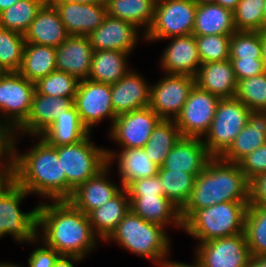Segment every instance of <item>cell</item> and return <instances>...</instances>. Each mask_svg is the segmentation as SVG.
Instances as JSON below:
<instances>
[{"label":"cell","mask_w":266,"mask_h":267,"mask_svg":"<svg viewBox=\"0 0 266 267\" xmlns=\"http://www.w3.org/2000/svg\"><path fill=\"white\" fill-rule=\"evenodd\" d=\"M38 205L37 237L47 246L60 255L84 260L98 247L99 239L92 230L89 216L68 200L42 201Z\"/></svg>","instance_id":"6da1fadb"},{"label":"cell","mask_w":266,"mask_h":267,"mask_svg":"<svg viewBox=\"0 0 266 267\" xmlns=\"http://www.w3.org/2000/svg\"><path fill=\"white\" fill-rule=\"evenodd\" d=\"M25 153L18 152L14 139L13 180L29 194L47 201L67 200V179L62 173L57 149L40 136Z\"/></svg>","instance_id":"7a4b0ae2"},{"label":"cell","mask_w":266,"mask_h":267,"mask_svg":"<svg viewBox=\"0 0 266 267\" xmlns=\"http://www.w3.org/2000/svg\"><path fill=\"white\" fill-rule=\"evenodd\" d=\"M224 202H250V180L239 164L212 157L195 179L190 199L181 210L182 222L197 209Z\"/></svg>","instance_id":"3957f363"},{"label":"cell","mask_w":266,"mask_h":267,"mask_svg":"<svg viewBox=\"0 0 266 267\" xmlns=\"http://www.w3.org/2000/svg\"><path fill=\"white\" fill-rule=\"evenodd\" d=\"M167 229L168 227L144 220L130 209L105 242L113 241L129 253L162 267L172 251Z\"/></svg>","instance_id":"277c9868"},{"label":"cell","mask_w":266,"mask_h":267,"mask_svg":"<svg viewBox=\"0 0 266 267\" xmlns=\"http://www.w3.org/2000/svg\"><path fill=\"white\" fill-rule=\"evenodd\" d=\"M249 203L224 202L197 209L183 222V232L198 243L243 233Z\"/></svg>","instance_id":"5b68a950"},{"label":"cell","mask_w":266,"mask_h":267,"mask_svg":"<svg viewBox=\"0 0 266 267\" xmlns=\"http://www.w3.org/2000/svg\"><path fill=\"white\" fill-rule=\"evenodd\" d=\"M30 194L14 180L0 189V240L9 235L16 243H30L37 237L38 207L21 210L23 200Z\"/></svg>","instance_id":"8992f818"},{"label":"cell","mask_w":266,"mask_h":267,"mask_svg":"<svg viewBox=\"0 0 266 267\" xmlns=\"http://www.w3.org/2000/svg\"><path fill=\"white\" fill-rule=\"evenodd\" d=\"M90 133L80 142L55 147L67 179V200L73 191L107 164L106 148L96 146Z\"/></svg>","instance_id":"52a82bcc"},{"label":"cell","mask_w":266,"mask_h":267,"mask_svg":"<svg viewBox=\"0 0 266 267\" xmlns=\"http://www.w3.org/2000/svg\"><path fill=\"white\" fill-rule=\"evenodd\" d=\"M250 110L237 98L220 99L209 131L202 138L212 157H220L248 123Z\"/></svg>","instance_id":"ba28073f"},{"label":"cell","mask_w":266,"mask_h":267,"mask_svg":"<svg viewBox=\"0 0 266 267\" xmlns=\"http://www.w3.org/2000/svg\"><path fill=\"white\" fill-rule=\"evenodd\" d=\"M197 4L194 0H157L154 18L145 33L148 42L161 41L193 32Z\"/></svg>","instance_id":"9c48e42d"},{"label":"cell","mask_w":266,"mask_h":267,"mask_svg":"<svg viewBox=\"0 0 266 267\" xmlns=\"http://www.w3.org/2000/svg\"><path fill=\"white\" fill-rule=\"evenodd\" d=\"M35 83L24 78L19 72L0 74V126L14 132L29 116Z\"/></svg>","instance_id":"30bf717a"},{"label":"cell","mask_w":266,"mask_h":267,"mask_svg":"<svg viewBox=\"0 0 266 267\" xmlns=\"http://www.w3.org/2000/svg\"><path fill=\"white\" fill-rule=\"evenodd\" d=\"M74 105L79 113L82 124L89 130L110 120L111 129L117 115L114 113L111 100V85L90 79L81 80L74 98Z\"/></svg>","instance_id":"8fae6325"},{"label":"cell","mask_w":266,"mask_h":267,"mask_svg":"<svg viewBox=\"0 0 266 267\" xmlns=\"http://www.w3.org/2000/svg\"><path fill=\"white\" fill-rule=\"evenodd\" d=\"M194 249L202 267H248L251 259L244 232L197 243Z\"/></svg>","instance_id":"7c38bea8"},{"label":"cell","mask_w":266,"mask_h":267,"mask_svg":"<svg viewBox=\"0 0 266 267\" xmlns=\"http://www.w3.org/2000/svg\"><path fill=\"white\" fill-rule=\"evenodd\" d=\"M151 84L150 108L165 120H175L195 86V77L166 74Z\"/></svg>","instance_id":"4fadbf2b"},{"label":"cell","mask_w":266,"mask_h":267,"mask_svg":"<svg viewBox=\"0 0 266 267\" xmlns=\"http://www.w3.org/2000/svg\"><path fill=\"white\" fill-rule=\"evenodd\" d=\"M219 100V97L195 85L175 119L182 137L203 138L210 129Z\"/></svg>","instance_id":"5bb4252c"},{"label":"cell","mask_w":266,"mask_h":267,"mask_svg":"<svg viewBox=\"0 0 266 267\" xmlns=\"http://www.w3.org/2000/svg\"><path fill=\"white\" fill-rule=\"evenodd\" d=\"M162 119L145 107L117 115L108 136L120 148H143Z\"/></svg>","instance_id":"9a60e30c"},{"label":"cell","mask_w":266,"mask_h":267,"mask_svg":"<svg viewBox=\"0 0 266 267\" xmlns=\"http://www.w3.org/2000/svg\"><path fill=\"white\" fill-rule=\"evenodd\" d=\"M75 97H54L35 91L25 122L15 131V138L40 136L57 116L74 105Z\"/></svg>","instance_id":"2e32d148"},{"label":"cell","mask_w":266,"mask_h":267,"mask_svg":"<svg viewBox=\"0 0 266 267\" xmlns=\"http://www.w3.org/2000/svg\"><path fill=\"white\" fill-rule=\"evenodd\" d=\"M140 32L143 33L132 23L107 14L103 23L88 38L93 51L110 49L131 54L141 39Z\"/></svg>","instance_id":"e0dca14e"},{"label":"cell","mask_w":266,"mask_h":267,"mask_svg":"<svg viewBox=\"0 0 266 267\" xmlns=\"http://www.w3.org/2000/svg\"><path fill=\"white\" fill-rule=\"evenodd\" d=\"M165 47L159 59L160 69L166 74L188 75L195 77L202 64L195 36H175Z\"/></svg>","instance_id":"ac0fdd59"},{"label":"cell","mask_w":266,"mask_h":267,"mask_svg":"<svg viewBox=\"0 0 266 267\" xmlns=\"http://www.w3.org/2000/svg\"><path fill=\"white\" fill-rule=\"evenodd\" d=\"M69 35L88 36L96 30L107 15L106 4L79 2H51Z\"/></svg>","instance_id":"d6986e66"},{"label":"cell","mask_w":266,"mask_h":267,"mask_svg":"<svg viewBox=\"0 0 266 267\" xmlns=\"http://www.w3.org/2000/svg\"><path fill=\"white\" fill-rule=\"evenodd\" d=\"M111 169L107 164L95 176L78 186L68 201L87 215L108 202L123 189L121 184L117 185L109 178Z\"/></svg>","instance_id":"ffe728a7"},{"label":"cell","mask_w":266,"mask_h":267,"mask_svg":"<svg viewBox=\"0 0 266 267\" xmlns=\"http://www.w3.org/2000/svg\"><path fill=\"white\" fill-rule=\"evenodd\" d=\"M135 69L111 84V100L116 115L150 106L151 84Z\"/></svg>","instance_id":"44dd1931"},{"label":"cell","mask_w":266,"mask_h":267,"mask_svg":"<svg viewBox=\"0 0 266 267\" xmlns=\"http://www.w3.org/2000/svg\"><path fill=\"white\" fill-rule=\"evenodd\" d=\"M93 48L88 36L69 35L56 47V70L74 76L79 81L89 78Z\"/></svg>","instance_id":"7402d4cb"},{"label":"cell","mask_w":266,"mask_h":267,"mask_svg":"<svg viewBox=\"0 0 266 267\" xmlns=\"http://www.w3.org/2000/svg\"><path fill=\"white\" fill-rule=\"evenodd\" d=\"M211 158L202 138L181 137L159 170L183 171L197 177Z\"/></svg>","instance_id":"603a6c76"},{"label":"cell","mask_w":266,"mask_h":267,"mask_svg":"<svg viewBox=\"0 0 266 267\" xmlns=\"http://www.w3.org/2000/svg\"><path fill=\"white\" fill-rule=\"evenodd\" d=\"M69 34L55 6L47 0L24 33L25 43L58 47Z\"/></svg>","instance_id":"cb8c5ba5"},{"label":"cell","mask_w":266,"mask_h":267,"mask_svg":"<svg viewBox=\"0 0 266 267\" xmlns=\"http://www.w3.org/2000/svg\"><path fill=\"white\" fill-rule=\"evenodd\" d=\"M107 161L110 166L118 164L120 184L126 188L134 180L156 176L159 166L147 155L143 148H121V151L106 148Z\"/></svg>","instance_id":"d4e9b609"},{"label":"cell","mask_w":266,"mask_h":267,"mask_svg":"<svg viewBox=\"0 0 266 267\" xmlns=\"http://www.w3.org/2000/svg\"><path fill=\"white\" fill-rule=\"evenodd\" d=\"M130 209L144 220L183 229L181 210L164 195L129 196Z\"/></svg>","instance_id":"484cf974"},{"label":"cell","mask_w":266,"mask_h":267,"mask_svg":"<svg viewBox=\"0 0 266 267\" xmlns=\"http://www.w3.org/2000/svg\"><path fill=\"white\" fill-rule=\"evenodd\" d=\"M237 82L232 62L229 59L203 63L195 76V85L198 88L220 99L234 98Z\"/></svg>","instance_id":"4316f807"},{"label":"cell","mask_w":266,"mask_h":267,"mask_svg":"<svg viewBox=\"0 0 266 267\" xmlns=\"http://www.w3.org/2000/svg\"><path fill=\"white\" fill-rule=\"evenodd\" d=\"M265 143L266 111H251L248 123L220 158L238 164L246 155Z\"/></svg>","instance_id":"83f0119b"},{"label":"cell","mask_w":266,"mask_h":267,"mask_svg":"<svg viewBox=\"0 0 266 267\" xmlns=\"http://www.w3.org/2000/svg\"><path fill=\"white\" fill-rule=\"evenodd\" d=\"M130 210L129 194L123 188L117 195L104 203L101 207L92 210L88 216L92 230L96 237L105 242L115 231L118 223Z\"/></svg>","instance_id":"f1b7e54d"},{"label":"cell","mask_w":266,"mask_h":267,"mask_svg":"<svg viewBox=\"0 0 266 267\" xmlns=\"http://www.w3.org/2000/svg\"><path fill=\"white\" fill-rule=\"evenodd\" d=\"M90 134L82 124L75 105L59 114L41 135L49 145L58 147L80 142Z\"/></svg>","instance_id":"f546056e"},{"label":"cell","mask_w":266,"mask_h":267,"mask_svg":"<svg viewBox=\"0 0 266 267\" xmlns=\"http://www.w3.org/2000/svg\"><path fill=\"white\" fill-rule=\"evenodd\" d=\"M235 31L233 11L216 3L197 5L192 35H232Z\"/></svg>","instance_id":"4dcf8cb0"},{"label":"cell","mask_w":266,"mask_h":267,"mask_svg":"<svg viewBox=\"0 0 266 267\" xmlns=\"http://www.w3.org/2000/svg\"><path fill=\"white\" fill-rule=\"evenodd\" d=\"M130 55V53L110 49L93 51L88 79L110 85L117 83L130 71L128 66Z\"/></svg>","instance_id":"1f68e13d"},{"label":"cell","mask_w":266,"mask_h":267,"mask_svg":"<svg viewBox=\"0 0 266 267\" xmlns=\"http://www.w3.org/2000/svg\"><path fill=\"white\" fill-rule=\"evenodd\" d=\"M56 70V48L25 43L19 73L36 83Z\"/></svg>","instance_id":"d6a6232c"},{"label":"cell","mask_w":266,"mask_h":267,"mask_svg":"<svg viewBox=\"0 0 266 267\" xmlns=\"http://www.w3.org/2000/svg\"><path fill=\"white\" fill-rule=\"evenodd\" d=\"M156 0H107V14L144 29L142 39L154 18ZM141 28V29H140Z\"/></svg>","instance_id":"836d02e7"},{"label":"cell","mask_w":266,"mask_h":267,"mask_svg":"<svg viewBox=\"0 0 266 267\" xmlns=\"http://www.w3.org/2000/svg\"><path fill=\"white\" fill-rule=\"evenodd\" d=\"M181 137L175 120L162 119L154 128L143 149L149 158L161 167L165 158Z\"/></svg>","instance_id":"e575fe53"},{"label":"cell","mask_w":266,"mask_h":267,"mask_svg":"<svg viewBox=\"0 0 266 267\" xmlns=\"http://www.w3.org/2000/svg\"><path fill=\"white\" fill-rule=\"evenodd\" d=\"M164 196L180 210L189 201L196 177L183 171L159 170Z\"/></svg>","instance_id":"d590c367"},{"label":"cell","mask_w":266,"mask_h":267,"mask_svg":"<svg viewBox=\"0 0 266 267\" xmlns=\"http://www.w3.org/2000/svg\"><path fill=\"white\" fill-rule=\"evenodd\" d=\"M244 233L251 256L266 254V206L248 205Z\"/></svg>","instance_id":"8d00e7d4"},{"label":"cell","mask_w":266,"mask_h":267,"mask_svg":"<svg viewBox=\"0 0 266 267\" xmlns=\"http://www.w3.org/2000/svg\"><path fill=\"white\" fill-rule=\"evenodd\" d=\"M47 0H20L0 13V27L24 33Z\"/></svg>","instance_id":"74e56055"},{"label":"cell","mask_w":266,"mask_h":267,"mask_svg":"<svg viewBox=\"0 0 266 267\" xmlns=\"http://www.w3.org/2000/svg\"><path fill=\"white\" fill-rule=\"evenodd\" d=\"M25 45L24 35L0 27V69L2 72H18Z\"/></svg>","instance_id":"f35d334b"},{"label":"cell","mask_w":266,"mask_h":267,"mask_svg":"<svg viewBox=\"0 0 266 267\" xmlns=\"http://www.w3.org/2000/svg\"><path fill=\"white\" fill-rule=\"evenodd\" d=\"M235 98L250 111H266V71L254 77L239 80Z\"/></svg>","instance_id":"ab89813d"},{"label":"cell","mask_w":266,"mask_h":267,"mask_svg":"<svg viewBox=\"0 0 266 267\" xmlns=\"http://www.w3.org/2000/svg\"><path fill=\"white\" fill-rule=\"evenodd\" d=\"M266 0H240L233 11L237 31H263Z\"/></svg>","instance_id":"60d3db41"},{"label":"cell","mask_w":266,"mask_h":267,"mask_svg":"<svg viewBox=\"0 0 266 267\" xmlns=\"http://www.w3.org/2000/svg\"><path fill=\"white\" fill-rule=\"evenodd\" d=\"M262 59L263 42L259 31H235L230 38L229 59Z\"/></svg>","instance_id":"b9f144b4"},{"label":"cell","mask_w":266,"mask_h":267,"mask_svg":"<svg viewBox=\"0 0 266 267\" xmlns=\"http://www.w3.org/2000/svg\"><path fill=\"white\" fill-rule=\"evenodd\" d=\"M79 82L74 76L55 70L35 83V91L54 97H75Z\"/></svg>","instance_id":"7bdbcfd3"},{"label":"cell","mask_w":266,"mask_h":267,"mask_svg":"<svg viewBox=\"0 0 266 267\" xmlns=\"http://www.w3.org/2000/svg\"><path fill=\"white\" fill-rule=\"evenodd\" d=\"M230 38L231 35L195 36L202 64L229 59Z\"/></svg>","instance_id":"ee69618b"},{"label":"cell","mask_w":266,"mask_h":267,"mask_svg":"<svg viewBox=\"0 0 266 267\" xmlns=\"http://www.w3.org/2000/svg\"><path fill=\"white\" fill-rule=\"evenodd\" d=\"M15 132L0 126V175H13Z\"/></svg>","instance_id":"f6af8a7d"},{"label":"cell","mask_w":266,"mask_h":267,"mask_svg":"<svg viewBox=\"0 0 266 267\" xmlns=\"http://www.w3.org/2000/svg\"><path fill=\"white\" fill-rule=\"evenodd\" d=\"M29 244H38L39 247L33 246L34 249H32V252H30L27 260L28 267H54L55 261L60 256L58 252H56L53 248L47 246L38 237H36L30 243H27V245ZM40 244L42 246H40Z\"/></svg>","instance_id":"bcb514c9"},{"label":"cell","mask_w":266,"mask_h":267,"mask_svg":"<svg viewBox=\"0 0 266 267\" xmlns=\"http://www.w3.org/2000/svg\"><path fill=\"white\" fill-rule=\"evenodd\" d=\"M241 171L251 181L266 172V143L246 155L239 163Z\"/></svg>","instance_id":"7dc6e473"},{"label":"cell","mask_w":266,"mask_h":267,"mask_svg":"<svg viewBox=\"0 0 266 267\" xmlns=\"http://www.w3.org/2000/svg\"><path fill=\"white\" fill-rule=\"evenodd\" d=\"M162 181L158 175L134 180L127 187L129 196L164 195Z\"/></svg>","instance_id":"c3c4849f"},{"label":"cell","mask_w":266,"mask_h":267,"mask_svg":"<svg viewBox=\"0 0 266 267\" xmlns=\"http://www.w3.org/2000/svg\"><path fill=\"white\" fill-rule=\"evenodd\" d=\"M232 62L233 70L237 81L254 77L264 73L263 59H229Z\"/></svg>","instance_id":"681fc988"},{"label":"cell","mask_w":266,"mask_h":267,"mask_svg":"<svg viewBox=\"0 0 266 267\" xmlns=\"http://www.w3.org/2000/svg\"><path fill=\"white\" fill-rule=\"evenodd\" d=\"M266 206V172L250 181V203Z\"/></svg>","instance_id":"f907efd6"},{"label":"cell","mask_w":266,"mask_h":267,"mask_svg":"<svg viewBox=\"0 0 266 267\" xmlns=\"http://www.w3.org/2000/svg\"><path fill=\"white\" fill-rule=\"evenodd\" d=\"M84 259L77 256L60 255L55 261L54 267H76L74 264H78Z\"/></svg>","instance_id":"816d5d0a"},{"label":"cell","mask_w":266,"mask_h":267,"mask_svg":"<svg viewBox=\"0 0 266 267\" xmlns=\"http://www.w3.org/2000/svg\"><path fill=\"white\" fill-rule=\"evenodd\" d=\"M194 262L192 264H187V263H183V262H178V261H172L171 259H167L162 267H202V265L195 259V257L193 258Z\"/></svg>","instance_id":"f5cc1de1"},{"label":"cell","mask_w":266,"mask_h":267,"mask_svg":"<svg viewBox=\"0 0 266 267\" xmlns=\"http://www.w3.org/2000/svg\"><path fill=\"white\" fill-rule=\"evenodd\" d=\"M248 267H266V254L251 256Z\"/></svg>","instance_id":"db71d44e"},{"label":"cell","mask_w":266,"mask_h":267,"mask_svg":"<svg viewBox=\"0 0 266 267\" xmlns=\"http://www.w3.org/2000/svg\"><path fill=\"white\" fill-rule=\"evenodd\" d=\"M240 0H216V4L221 5L223 8L234 11Z\"/></svg>","instance_id":"11a10c76"},{"label":"cell","mask_w":266,"mask_h":267,"mask_svg":"<svg viewBox=\"0 0 266 267\" xmlns=\"http://www.w3.org/2000/svg\"><path fill=\"white\" fill-rule=\"evenodd\" d=\"M50 2H79V3H93L106 4L107 0H49Z\"/></svg>","instance_id":"9f6ffc18"},{"label":"cell","mask_w":266,"mask_h":267,"mask_svg":"<svg viewBox=\"0 0 266 267\" xmlns=\"http://www.w3.org/2000/svg\"><path fill=\"white\" fill-rule=\"evenodd\" d=\"M20 0H0V13Z\"/></svg>","instance_id":"6f0895ef"},{"label":"cell","mask_w":266,"mask_h":267,"mask_svg":"<svg viewBox=\"0 0 266 267\" xmlns=\"http://www.w3.org/2000/svg\"><path fill=\"white\" fill-rule=\"evenodd\" d=\"M262 34V42H263V64L266 70V29L261 31Z\"/></svg>","instance_id":"680465c9"},{"label":"cell","mask_w":266,"mask_h":267,"mask_svg":"<svg viewBox=\"0 0 266 267\" xmlns=\"http://www.w3.org/2000/svg\"><path fill=\"white\" fill-rule=\"evenodd\" d=\"M13 180V175H0V189L8 183L9 181Z\"/></svg>","instance_id":"91938a15"},{"label":"cell","mask_w":266,"mask_h":267,"mask_svg":"<svg viewBox=\"0 0 266 267\" xmlns=\"http://www.w3.org/2000/svg\"><path fill=\"white\" fill-rule=\"evenodd\" d=\"M0 267H23V265L21 266L19 263L17 264V263L11 262V261H9V262L8 261L7 262L1 261Z\"/></svg>","instance_id":"94428289"},{"label":"cell","mask_w":266,"mask_h":267,"mask_svg":"<svg viewBox=\"0 0 266 267\" xmlns=\"http://www.w3.org/2000/svg\"><path fill=\"white\" fill-rule=\"evenodd\" d=\"M197 5L215 4L216 0H194Z\"/></svg>","instance_id":"6125c7cd"},{"label":"cell","mask_w":266,"mask_h":267,"mask_svg":"<svg viewBox=\"0 0 266 267\" xmlns=\"http://www.w3.org/2000/svg\"><path fill=\"white\" fill-rule=\"evenodd\" d=\"M263 24H264V30L266 29V6H265V12L263 17Z\"/></svg>","instance_id":"be15d7a7"}]
</instances>
